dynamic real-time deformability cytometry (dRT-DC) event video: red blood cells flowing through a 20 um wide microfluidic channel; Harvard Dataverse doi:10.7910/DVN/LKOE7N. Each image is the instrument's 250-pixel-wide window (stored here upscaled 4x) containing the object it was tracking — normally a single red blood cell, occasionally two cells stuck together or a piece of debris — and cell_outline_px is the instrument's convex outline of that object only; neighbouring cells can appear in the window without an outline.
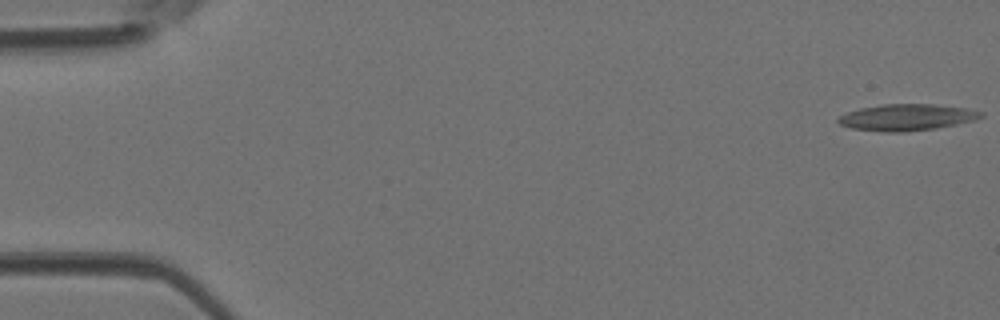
{"species": "Egyptian fruit bat (a non-hibernating species)", "species_latin": "Rousettus aegyptiacus", "temperature_condition": "room temperature", "stored_images_in_passage": 46, "camera_frame_rate_fps": 3000, "um_per_image_px": 0.085, "animal": {"sex": "female"}, "frame": {"image": 1, "passage_image": 1, "time_ms": 0.0, "image_size_px": [1000, 320], "cell_outline_px": [[984, 116], [976, 120], [936, 128], [904, 132], [888, 132], [852, 128], [840, 124], [836, 120], [840, 116], [848, 112], [860, 108], [884, 104], [932, 104], [964, 108], [984, 112]], "centroid_in_image_um": [77.1, 9.97], "position_along_channel_um": 7.9, "area_um2": 21.85}}
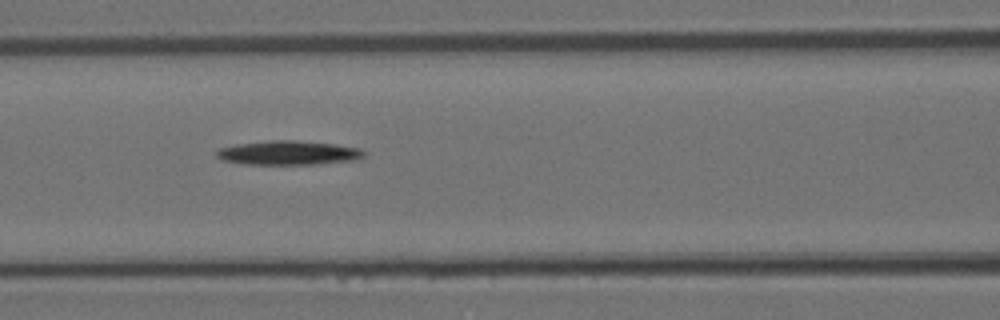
{"frame": {"image": 2, "passage_image": 20, "time_ms": 6.333, "image_size_px": [1000, 320], "cell_outline_px": [[364, 156], [352, 160], [316, 164], [244, 164], [220, 160], [216, 156], [216, 152], [220, 148], [236, 144], [272, 140], [292, 140], [336, 144], [360, 148], [364, 152]], "centroid_in_image_um": [24.47, 12.99], "position_along_channel_um": 142.1, "area_um2": 20.63}}
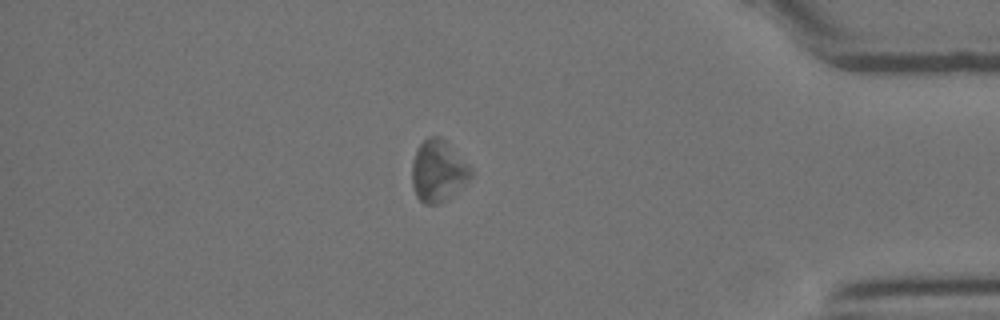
{"frame": {"image": 3, "passage_image": 40, "time_ms": 13.0, "image_size_px": [1000, 320], "cell_outline_px": [[472, 176], [468, 180], [444, 200], [436, 204], [424, 204], [416, 196], [412, 184], [412, 160], [416, 148], [428, 136], [440, 136], [472, 168]], "centroid_in_image_um": [37.2, 14.51], "position_along_channel_um": 398.0, "area_um2": 20.81}}